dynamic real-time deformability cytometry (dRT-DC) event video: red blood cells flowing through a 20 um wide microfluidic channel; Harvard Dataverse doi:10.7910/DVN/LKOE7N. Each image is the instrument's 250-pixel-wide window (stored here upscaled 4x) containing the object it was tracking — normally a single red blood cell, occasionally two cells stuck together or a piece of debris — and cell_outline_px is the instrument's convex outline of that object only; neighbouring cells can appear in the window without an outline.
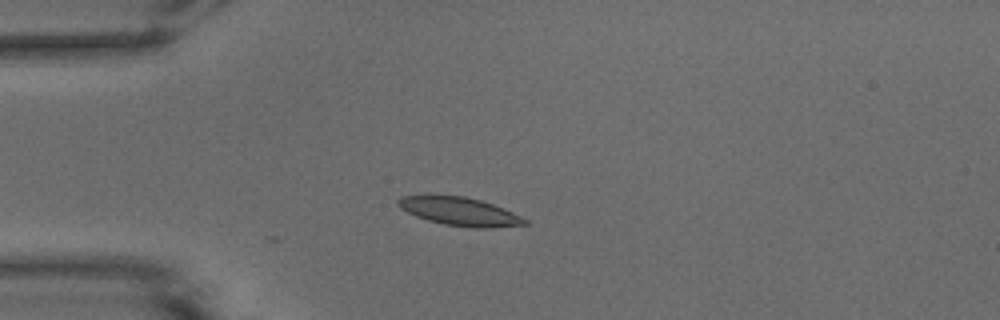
{"species": "common noctule bat (a hibernating species)", "species_latin": "Nyctalus noctula", "temperature_condition": "warm", "stored_images_in_passage": 7, "camera_frame_rate_fps": 3000, "um_per_image_px": 0.085, "animal": {"sex": "male", "body_mass_g": 15.6}, "frame": {"image": 1, "passage_image": 1, "time_ms": 0.0, "image_size_px": [1000, 320], "cell_outline_px": [[528, 224], [492, 228], [472, 228], [444, 224], [428, 220], [416, 216], [400, 208], [396, 204], [396, 200], [400, 196], [464, 196], [480, 200], [504, 208], [528, 220]], "centroid_in_image_um": [39.08, 17.99], "position_along_channel_um": 45.9, "area_um2": 20.75}}